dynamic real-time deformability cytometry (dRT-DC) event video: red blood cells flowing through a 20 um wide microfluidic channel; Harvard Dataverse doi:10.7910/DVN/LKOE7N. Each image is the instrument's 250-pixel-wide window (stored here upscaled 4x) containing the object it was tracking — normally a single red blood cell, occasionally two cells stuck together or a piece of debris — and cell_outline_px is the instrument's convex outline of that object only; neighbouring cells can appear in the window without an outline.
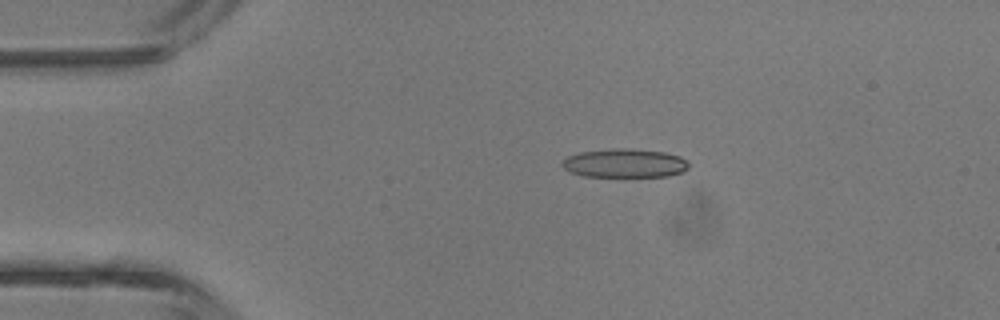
{"species": "common noctule bat (a hibernating species)", "species_latin": "Nyctalus noctula", "temperature_condition": "room temperature", "stored_images_in_passage": 3, "camera_frame_rate_fps": 3000, "um_per_image_px": 0.085, "animal": {"sex": "male", "body_mass_g": 13.3}, "frame": {"image": 1, "passage_image": 2, "time_ms": 1.0, "image_size_px": [1000, 320], "cell_outline_px": [[692, 164], [684, 172], [668, 176], [584, 176], [568, 172], [560, 164], [568, 156], [580, 152], [612, 148], [628, 148], [664, 152], [680, 156]], "centroid_in_image_um": [53.12, 13.87], "position_along_channel_um": 31.9, "area_um2": 21.39}}